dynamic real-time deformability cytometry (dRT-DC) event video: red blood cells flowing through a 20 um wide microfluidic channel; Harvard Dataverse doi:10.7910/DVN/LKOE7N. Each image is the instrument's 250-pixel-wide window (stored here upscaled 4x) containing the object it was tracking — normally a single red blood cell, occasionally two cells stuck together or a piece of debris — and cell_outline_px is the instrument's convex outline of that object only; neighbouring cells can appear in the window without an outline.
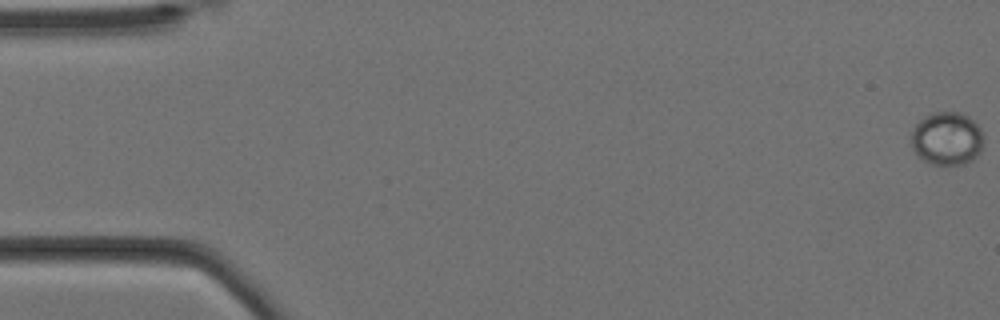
{"species": "Egyptian fruit bat (a non-hibernating species)", "species_latin": "Rousettus aegyptiacus", "temperature_condition": "cold", "stored_images_in_passage": 59, "camera_frame_rate_fps": 3000, "um_per_image_px": 0.085, "animal": {"sex": "female"}, "frame": {"image": 1, "passage_image": 1, "time_ms": 0.0, "image_size_px": [1000, 320], "cell_outline_px": [[984, 136], [980, 152], [972, 160], [964, 164], [932, 164], [924, 160], [912, 148], [912, 128], [924, 116], [932, 112], [960, 112], [968, 116], [980, 128]], "centroid_in_image_um": [80.5, 11.76], "position_along_channel_um": 4.5, "area_um2": 22.37}}
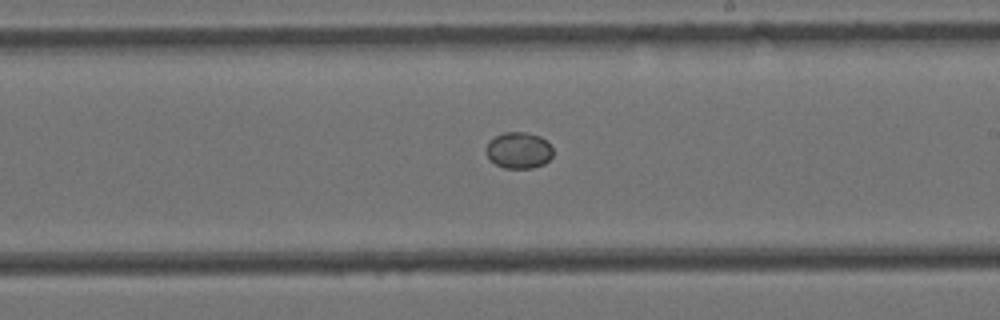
{"frame": {"image": 2, "passage_image": 34, "time_ms": 11.0, "image_size_px": [1000, 320], "cell_outline_px": [[552, 156], [544, 164], [532, 168], [504, 168], [488, 160], [484, 152], [484, 148], [488, 140], [504, 132], [524, 132], [540, 136], [552, 148]], "centroid_in_image_um": [44.02, 12.78], "position_along_channel_um": 245.0, "area_um2": 14.33}}
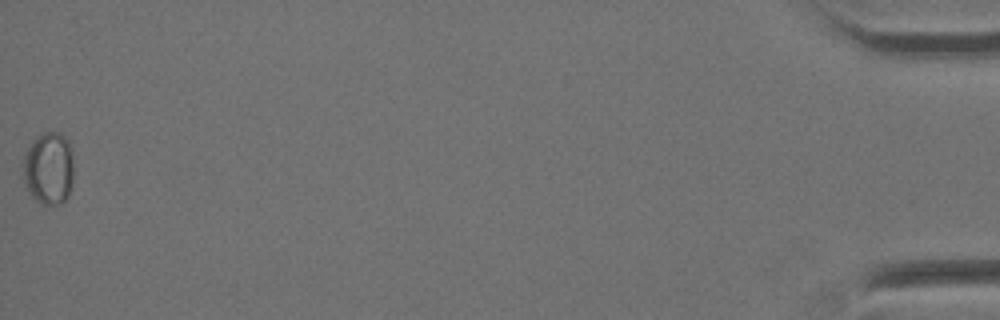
{"frame": {"image": 3, "passage_image": 59, "time_ms": 19.333, "image_size_px": [1000, 320], "cell_outline_px": [[72, 180], [68, 196], [60, 204], [40, 204], [28, 192], [24, 184], [24, 152], [32, 140], [36, 136], [44, 132], [60, 132], [68, 140], [72, 148]], "centroid_in_image_um": [4.13, 14.28], "position_along_channel_um": 431.1, "area_um2": 21.62}}